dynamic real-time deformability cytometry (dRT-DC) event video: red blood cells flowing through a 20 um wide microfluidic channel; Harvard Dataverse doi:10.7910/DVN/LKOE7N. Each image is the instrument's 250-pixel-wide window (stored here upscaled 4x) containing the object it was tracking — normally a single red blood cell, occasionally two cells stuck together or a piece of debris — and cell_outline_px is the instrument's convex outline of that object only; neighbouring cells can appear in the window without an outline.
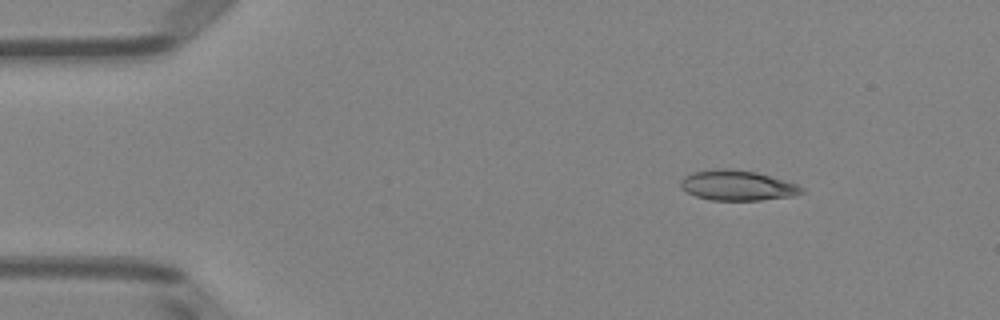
{"species": "Egyptian fruit bat (a non-hibernating species)", "species_latin": "Rousettus aegyptiacus", "temperature_condition": "room temperature", "stored_images_in_passage": 4, "camera_frame_rate_fps": 3000, "um_per_image_px": 0.085, "animal": {"sex": "female"}, "frame": {"image": 1, "passage_image": 1, "time_ms": 0.0, "image_size_px": [1000, 320], "cell_outline_px": [[804, 192], [792, 196], [760, 200], [712, 200], [696, 196], [680, 188], [680, 180], [684, 176], [692, 172], [720, 168], [728, 168], [756, 172], [796, 184], [804, 188]], "centroid_in_image_um": [62.64, 15.76], "position_along_channel_um": 22.4, "area_um2": 21.15}}
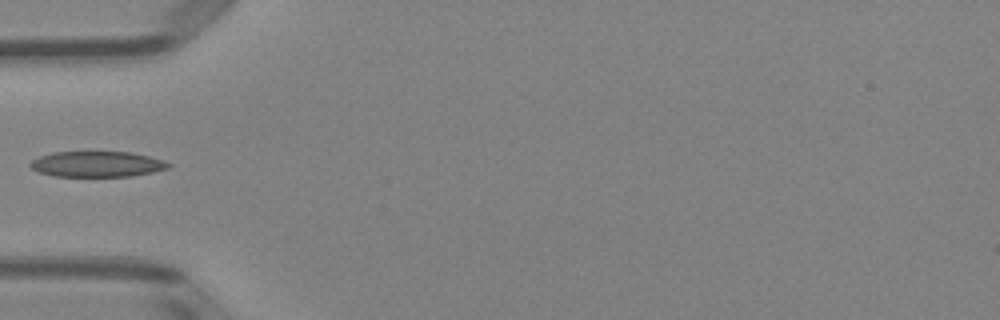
{"frame": {"image": 2, "passage_image": 4, "time_ms": 3.333, "image_size_px": [1000, 320], "cell_outline_px": [[172, 164], [168, 168], [152, 172], [132, 176], [56, 176], [40, 172], [32, 168], [28, 164], [32, 160], [40, 156], [52, 152], [132, 152], [164, 160]], "centroid_in_image_um": [8.26, 13.94], "position_along_channel_um": 76.7, "area_um2": 20.52}}